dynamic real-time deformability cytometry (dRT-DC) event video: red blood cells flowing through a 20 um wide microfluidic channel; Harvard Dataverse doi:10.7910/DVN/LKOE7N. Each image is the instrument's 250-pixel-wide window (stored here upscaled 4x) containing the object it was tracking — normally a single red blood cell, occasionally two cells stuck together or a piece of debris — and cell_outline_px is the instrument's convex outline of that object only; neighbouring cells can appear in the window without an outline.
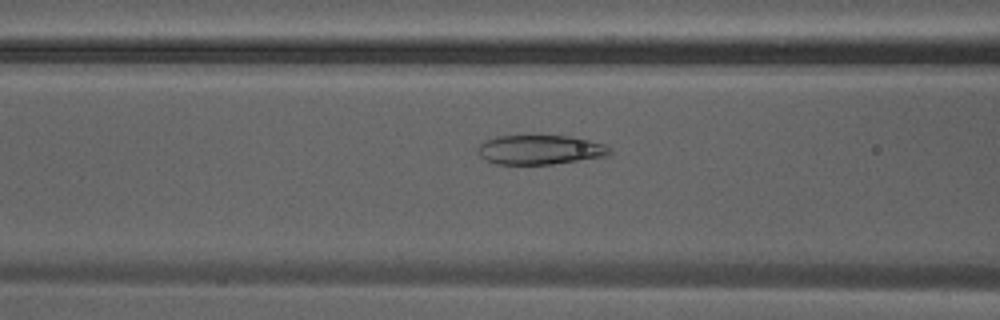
{"species": "Egyptian fruit bat (a non-hibernating species)", "species_latin": "Rousettus aegyptiacus", "temperature_condition": "warm", "stored_images_in_passage": 34, "camera_frame_rate_fps": 3000, "um_per_image_px": 0.085, "animal": {"sex": "male"}, "frame": {"image": 1, "passage_image": 10, "time_ms": 3.0, "image_size_px": [1000, 320], "cell_outline_px": [[612, 152], [604, 156], [552, 164], [496, 164], [484, 160], [476, 152], [476, 148], [484, 140], [496, 136], [568, 136], [588, 140], [604, 144]], "centroid_in_image_um": [45.81, 12.73], "position_along_channel_um": 120.8, "area_um2": 22.48}}